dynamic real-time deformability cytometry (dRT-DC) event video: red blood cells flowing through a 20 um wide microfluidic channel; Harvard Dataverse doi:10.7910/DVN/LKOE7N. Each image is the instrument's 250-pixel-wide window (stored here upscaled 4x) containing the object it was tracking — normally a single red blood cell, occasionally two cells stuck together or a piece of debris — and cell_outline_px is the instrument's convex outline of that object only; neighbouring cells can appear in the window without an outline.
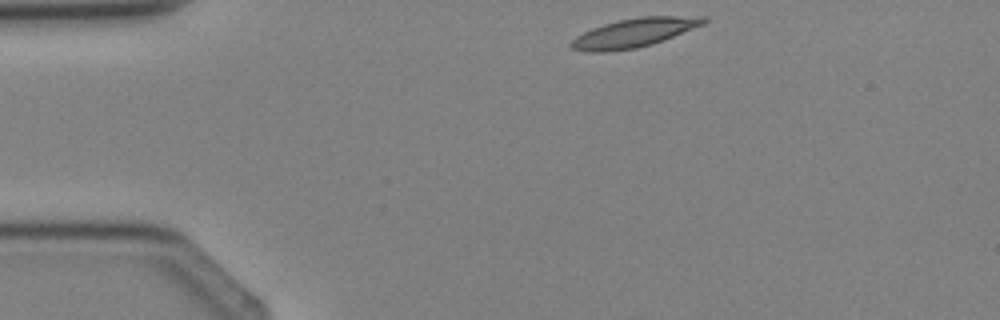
{"species": "Egyptian fruit bat (a non-hibernating species)", "species_latin": "Rousettus aegyptiacus", "temperature_condition": "cold", "stored_images_in_passage": 3, "segment_of_instrument_passage": [1, 2], "camera_frame_rate_fps": 3000, "um_per_image_px": 0.085, "animal": {"sex": "female"}, "frame": {"image": 1, "passage_image": 1, "time_ms": 0.0, "image_size_px": [1000, 320], "cell_outline_px": [[708, 20], [704, 24], [664, 40], [652, 44], [636, 48], [604, 52], [588, 52], [572, 48], [568, 44], [576, 36], [592, 28], [604, 24], [620, 20], [640, 16], [708, 16]], "centroid_in_image_um": [53.92, 2.78], "position_along_channel_um": 31.1, "area_um2": 22.25}}